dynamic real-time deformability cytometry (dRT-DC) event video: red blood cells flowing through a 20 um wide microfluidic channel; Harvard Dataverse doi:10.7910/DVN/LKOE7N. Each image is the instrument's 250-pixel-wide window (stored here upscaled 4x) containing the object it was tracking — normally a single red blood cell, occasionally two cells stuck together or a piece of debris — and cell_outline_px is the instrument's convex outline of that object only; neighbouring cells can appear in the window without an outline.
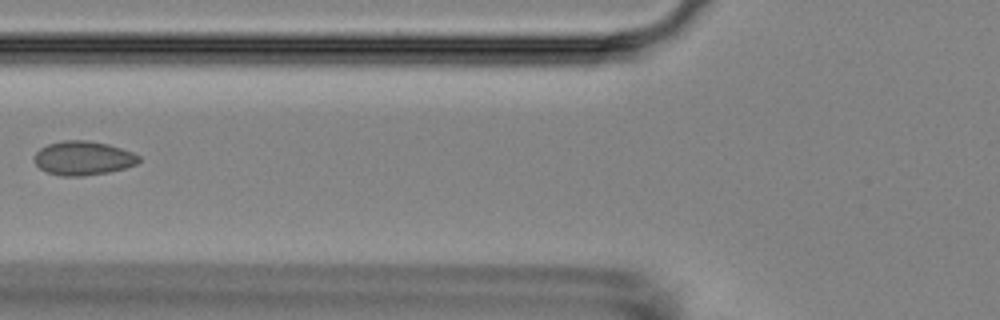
{"species": "Egyptian fruit bat (a non-hibernating species)", "species_latin": "Rousettus aegyptiacus", "temperature_condition": "room temperature", "stored_images_in_passage": 7, "camera_frame_rate_fps": 3000, "um_per_image_px": 0.085, "animal": {"sex": "female"}, "frame": {"image": 1, "passage_image": 3, "time_ms": 2.333, "image_size_px": [1000, 320], "cell_outline_px": [[140, 160], [136, 164], [124, 168], [108, 172], [80, 176], [60, 176], [48, 172], [40, 168], [36, 164], [36, 152], [40, 148], [48, 144], [64, 140], [88, 140], [108, 144], [132, 152], [140, 156]], "centroid_in_image_um": [7.08, 13.43], "position_along_channel_um": 118.7, "area_um2": 20.52}}
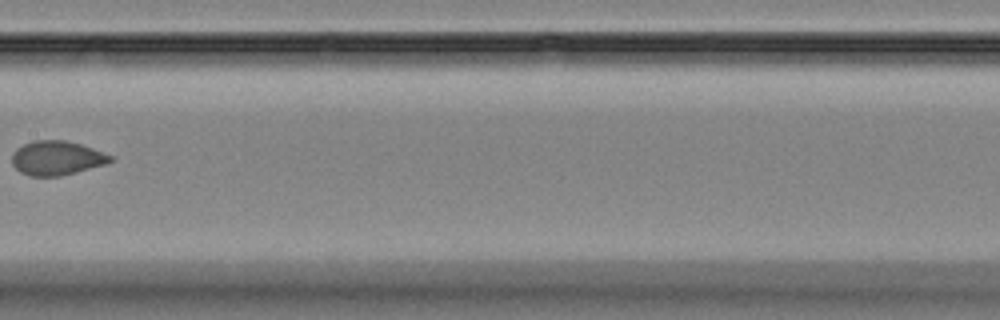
{"frame": {"image": 2, "passage_image": 5, "time_ms": 4.667, "image_size_px": [1000, 320], "cell_outline_px": [[112, 160], [104, 164], [76, 172], [60, 176], [32, 176], [20, 172], [12, 164], [12, 156], [16, 148], [32, 140], [64, 140], [80, 144], [92, 148], [112, 156]], "centroid_in_image_um": [4.78, 13.43], "position_along_channel_um": 202.6, "area_um2": 19.42}}
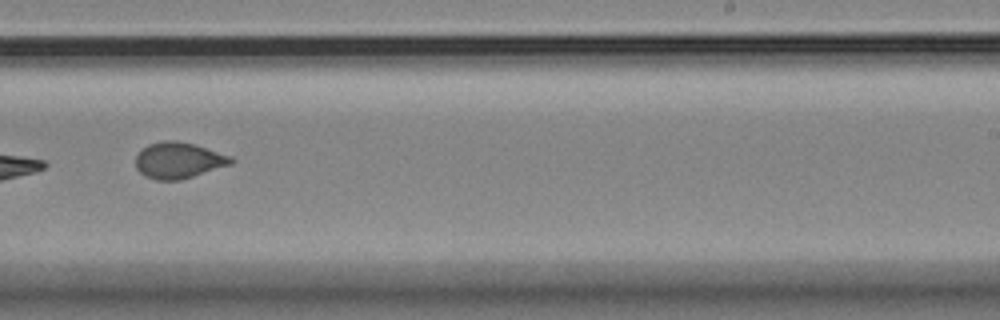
{"frame": {"image": 3, "passage_image": 7, "time_ms": 6.667, "image_size_px": [1000, 320], "cell_outline_px": [[236, 160], [232, 164], [180, 180], [156, 180], [144, 176], [136, 168], [136, 152], [140, 148], [148, 144], [160, 140], [176, 140], [196, 144], [232, 156]], "centroid_in_image_um": [15.16, 13.61], "position_along_channel_um": 273.8, "area_um2": 20.52}}